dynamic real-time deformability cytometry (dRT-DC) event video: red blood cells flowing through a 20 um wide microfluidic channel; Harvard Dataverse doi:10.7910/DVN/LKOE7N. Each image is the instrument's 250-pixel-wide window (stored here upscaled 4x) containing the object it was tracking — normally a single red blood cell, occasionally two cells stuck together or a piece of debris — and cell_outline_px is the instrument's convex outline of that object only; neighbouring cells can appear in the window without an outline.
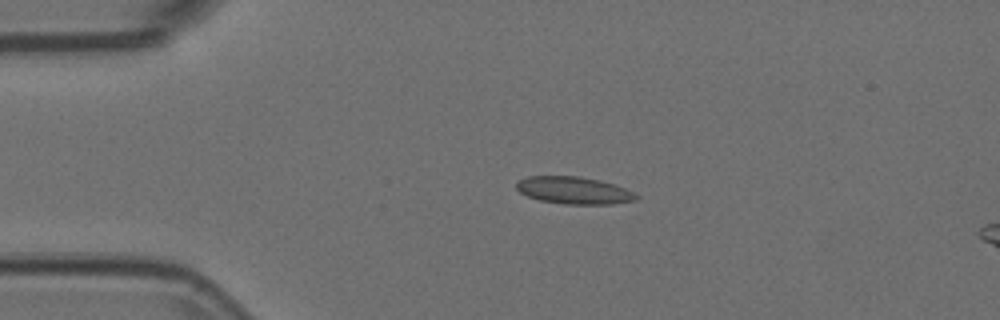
{"species": "Egyptian fruit bat (a non-hibernating species)", "species_latin": "Rousettus aegyptiacus", "temperature_condition": "room temperature", "stored_images_in_passage": 5, "segment_of_instrument_passage": [1, 2], "camera_frame_rate_fps": 3000, "um_per_image_px": 0.085, "animal": {"sex": "female"}, "frame": {"image": 1, "passage_image": 3, "time_ms": 0.667, "image_size_px": [1000, 320], "cell_outline_px": [[640, 196], [636, 200], [612, 204], [564, 204], [540, 200], [528, 196], [520, 192], [516, 188], [516, 184], [520, 180], [528, 176], [580, 176], [600, 180], [624, 188]], "centroid_in_image_um": [48.78, 16.18], "position_along_channel_um": 36.2, "area_um2": 18.9}}